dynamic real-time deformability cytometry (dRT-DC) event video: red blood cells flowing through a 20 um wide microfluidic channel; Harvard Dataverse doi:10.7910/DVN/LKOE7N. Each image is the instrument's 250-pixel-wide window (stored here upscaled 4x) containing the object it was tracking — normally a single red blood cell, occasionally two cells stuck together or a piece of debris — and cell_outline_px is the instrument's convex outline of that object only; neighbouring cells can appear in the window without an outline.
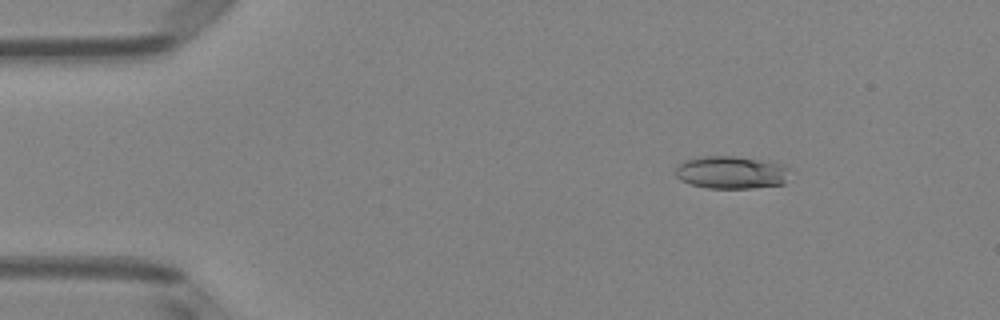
{"species": "Egyptian fruit bat (a non-hibernating species)", "species_latin": "Rousettus aegyptiacus", "temperature_condition": "room temperature", "stored_images_in_passage": 51, "camera_frame_rate_fps": 3000, "um_per_image_px": 0.085, "animal": {"sex": "female"}, "frame": {"image": 1, "passage_image": 8, "time_ms": 2.333, "image_size_px": [1000, 320], "cell_outline_px": [[792, 168], [784, 184], [752, 188], [708, 188], [692, 184], [680, 180], [676, 176], [676, 168], [684, 160], [700, 156], [736, 156], [784, 164]], "centroid_in_image_um": [62.2, 14.65], "position_along_channel_um": 22.8, "area_um2": 21.96}}
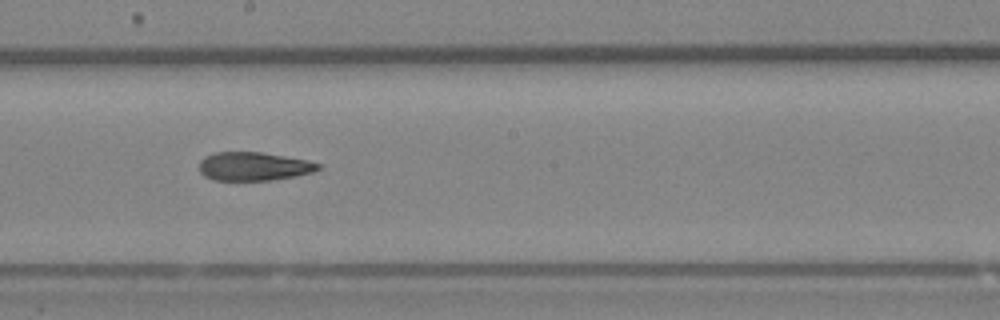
{"frame": {"image": 2, "passage_image": 29, "time_ms": 9.333, "image_size_px": [1000, 320], "cell_outline_px": [[320, 168], [312, 172], [296, 176], [272, 180], [212, 180], [204, 176], [200, 172], [200, 160], [204, 156], [212, 152], [260, 152], [284, 156], [304, 160], [320, 164]], "centroid_in_image_um": [21.51, 14.14], "position_along_channel_um": 226.7, "area_um2": 19.71}}
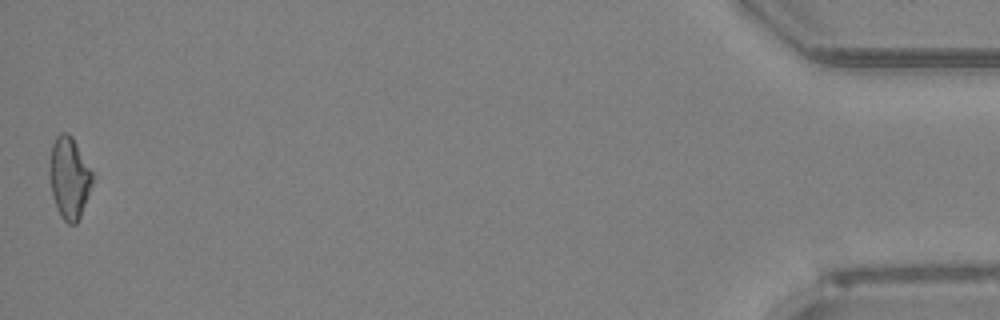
{"frame": {"image": 3, "passage_image": 51, "time_ms": 16.667, "image_size_px": [1000, 320], "cell_outline_px": [[92, 180], [88, 196], [80, 216], [76, 224], [68, 224], [60, 216], [52, 196], [48, 172], [48, 164], [52, 144], [56, 136], [60, 132], [68, 132], [72, 136], [92, 172]], "centroid_in_image_um": [5.84, 15.1], "position_along_channel_um": 429.4, "area_um2": 20.46}, "authors_computed_cell_mechanics": {"area_um2": 20.9236, "velocity_mm_per_s": 4.0384, "shape_relaxation_time_tau1_ms": null, "shape_relaxation_time_tau2_ms": 4.8568, "deformation_change_tau1": null, "deformation_change_tau2": 0.1478}}